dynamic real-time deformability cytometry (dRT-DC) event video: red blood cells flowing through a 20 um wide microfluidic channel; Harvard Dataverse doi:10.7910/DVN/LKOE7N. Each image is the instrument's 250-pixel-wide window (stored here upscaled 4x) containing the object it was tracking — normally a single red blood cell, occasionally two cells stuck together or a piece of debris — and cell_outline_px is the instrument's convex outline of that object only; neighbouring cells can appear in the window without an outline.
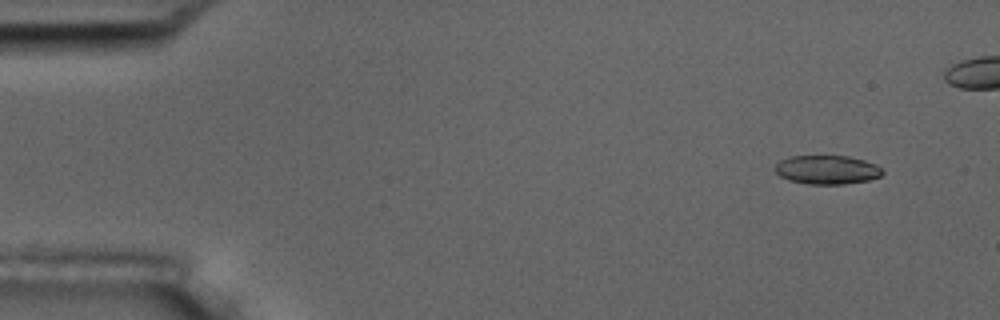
{"species": "common noctule bat (a hibernating species)", "species_latin": "Nyctalus noctula", "temperature_condition": "room temperature", "stored_images_in_passage": 5, "camera_frame_rate_fps": 3000, "um_per_image_px": 0.085, "animal": {"sex": "male", "body_mass_g": 17.5, "forearm_length_mm": 52.3}, "frame": {"image": 1, "passage_image": 1, "time_ms": 0.0, "image_size_px": [1000, 320], "cell_outline_px": [[884, 172], [880, 176], [868, 180], [844, 184], [808, 184], [788, 180], [780, 176], [776, 172], [776, 164], [780, 160], [792, 156], [848, 156], [864, 160], [876, 164]], "centroid_in_image_um": [70.3, 14.43], "position_along_channel_um": 14.7, "area_um2": 17.98}}